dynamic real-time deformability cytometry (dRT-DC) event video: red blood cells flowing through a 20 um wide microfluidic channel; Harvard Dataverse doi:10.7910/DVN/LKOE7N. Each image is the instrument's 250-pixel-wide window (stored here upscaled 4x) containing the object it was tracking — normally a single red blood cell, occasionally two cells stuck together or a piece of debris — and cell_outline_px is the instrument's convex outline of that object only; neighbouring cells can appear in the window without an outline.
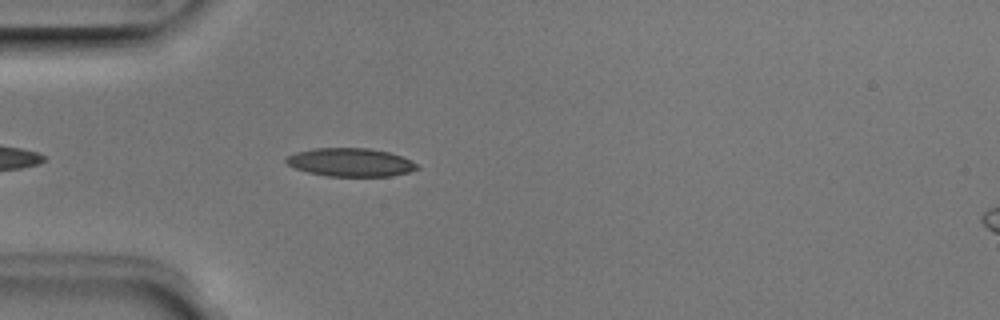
{"species": "Egyptian fruit bat (a non-hibernating species)", "species_latin": "Rousettus aegyptiacus", "temperature_condition": "room temperature", "stored_images_in_passage": 39, "camera_frame_rate_fps": 3000, "um_per_image_px": 0.085, "animal": {"sex": "male"}, "frame": {"image": 1, "passage_image": 5, "time_ms": 1.333, "image_size_px": [1000, 320], "cell_outline_px": [[420, 168], [408, 172], [392, 176], [328, 176], [308, 172], [296, 168], [288, 164], [284, 160], [288, 156], [296, 152], [316, 148], [368, 148], [388, 152], [412, 160]], "centroid_in_image_um": [29.81, 13.8], "position_along_channel_um": 55.2, "area_um2": 21.44}}
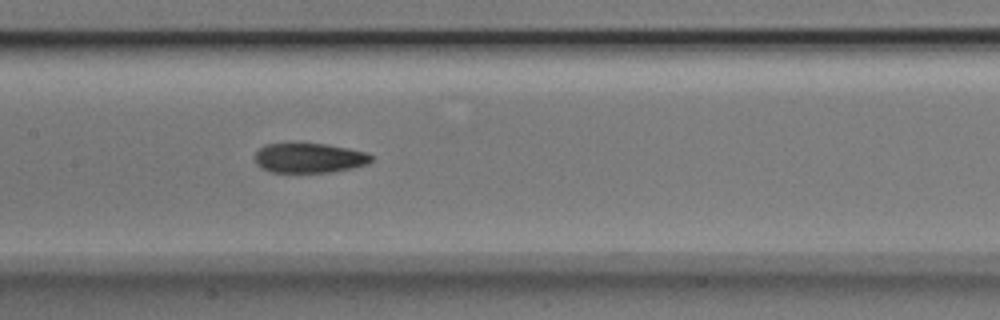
{"frame": {"image": 2, "passage_image": 15, "time_ms": 4.667, "image_size_px": [1000, 320], "cell_outline_px": [[372, 160], [368, 164], [352, 168], [332, 172], [272, 172], [260, 168], [256, 164], [256, 152], [264, 144], [296, 140], [328, 144], [368, 152], [372, 156]], "centroid_in_image_um": [26.26, 13.37], "position_along_channel_um": 181.1, "area_um2": 21.1}}
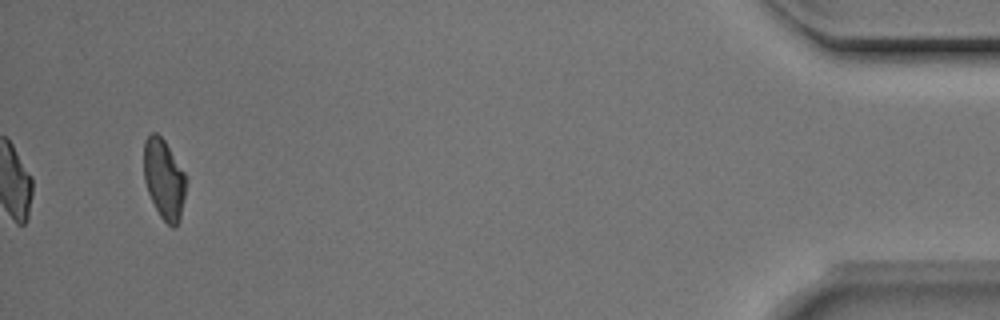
{"frame": {"image": 3, "passage_image": 39, "time_ms": 12.667, "image_size_px": [1000, 320], "cell_outline_px": [[188, 180], [180, 220], [172, 228], [160, 216], [148, 192], [144, 180], [144, 140], [152, 132], [156, 132], [164, 140], [184, 172]], "centroid_in_image_um": [13.95, 15.23], "position_along_channel_um": 421.2, "area_um2": 19.65}, "authors_computed_cell_mechanics": {"area_um2": 20.6346, "velocity_mm_per_s": 3.9781, "shape_relaxation_time_tau1_ms": 7.366, "shape_relaxation_time_tau2_ms": 2.4386, "deformation_change_tau1": 0.1959, "deformation_change_tau2": 0.0931}}